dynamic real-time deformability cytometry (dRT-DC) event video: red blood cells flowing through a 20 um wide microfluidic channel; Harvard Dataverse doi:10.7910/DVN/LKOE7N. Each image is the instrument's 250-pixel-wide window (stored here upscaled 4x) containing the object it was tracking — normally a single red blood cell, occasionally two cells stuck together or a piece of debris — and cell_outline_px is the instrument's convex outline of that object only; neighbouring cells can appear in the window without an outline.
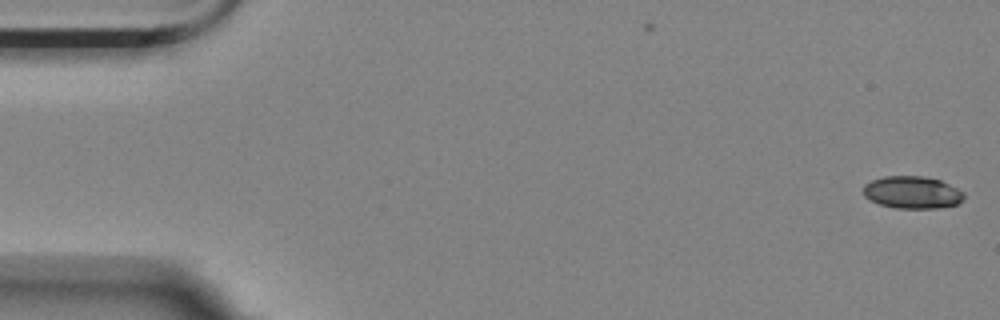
{"species": "Egyptian fruit bat (a non-hibernating species)", "species_latin": "Rousettus aegyptiacus", "temperature_condition": "room temperature", "stored_images_in_passage": 2, "camera_frame_rate_fps": 3000, "um_per_image_px": 0.085, "animal": {"sex": "female"}, "frame": {"image": 1, "passage_image": 2, "time_ms": 0.333, "image_size_px": [1000, 320], "cell_outline_px": [[964, 200], [956, 204], [940, 208], [896, 208], [880, 204], [864, 196], [864, 184], [872, 180], [884, 176], [924, 176], [940, 180], [964, 192]], "centroid_in_image_um": [77.56, 16.35], "position_along_channel_um": 7.4, "area_um2": 18.9}}